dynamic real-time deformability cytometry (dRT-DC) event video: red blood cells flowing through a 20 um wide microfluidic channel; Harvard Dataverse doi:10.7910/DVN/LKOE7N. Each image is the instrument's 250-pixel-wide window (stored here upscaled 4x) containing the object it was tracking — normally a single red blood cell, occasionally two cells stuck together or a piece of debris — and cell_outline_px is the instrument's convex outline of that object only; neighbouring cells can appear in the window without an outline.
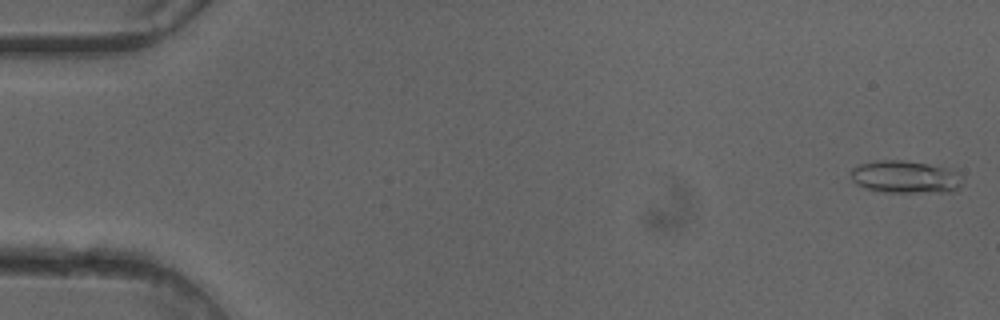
{"species": "common noctule bat (a hibernating species)", "species_latin": "Nyctalus noctula", "temperature_condition": "cold", "stored_images_in_passage": 50, "camera_frame_rate_fps": 3000, "um_per_image_px": 0.085, "animal": {"sex": "female"}, "frame": {"image": 1, "passage_image": 1, "time_ms": 0.0, "image_size_px": [1000, 320], "cell_outline_px": [[964, 184], [956, 192], [884, 192], [868, 188], [856, 184], [852, 180], [848, 172], [852, 168], [860, 164], [876, 160], [900, 160], [928, 164], [948, 168], [960, 172], [964, 180]], "centroid_in_image_um": [77.01, 15.04], "position_along_channel_um": 8.0, "area_um2": 21.62}}
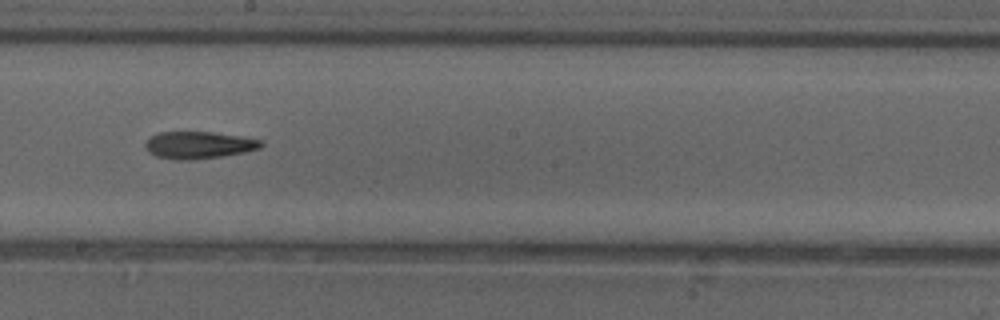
{"frame": {"image": 2, "passage_image": 28, "time_ms": 9.0, "image_size_px": [1000, 320], "cell_outline_px": [[264, 144], [260, 148], [244, 152], [196, 160], [176, 160], [156, 156], [148, 152], [144, 144], [152, 136], [160, 132], [212, 132], [244, 136], [264, 140]], "centroid_in_image_um": [16.93, 12.33], "position_along_channel_um": 231.3, "area_um2": 18.44}}
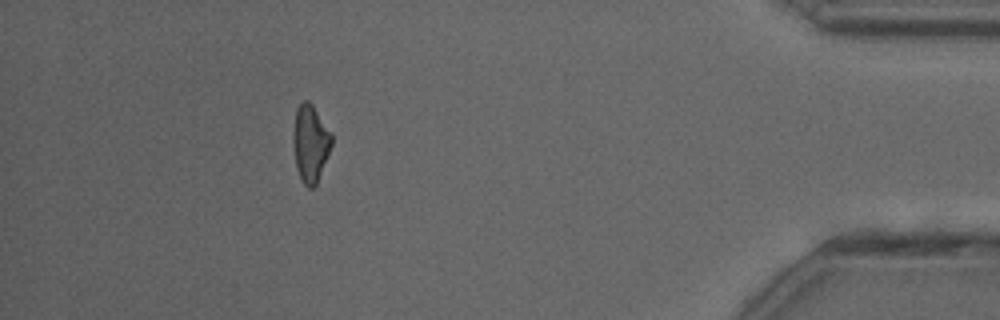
{"frame": {"image": 3, "passage_image": 45, "time_ms": 14.667, "image_size_px": [1000, 320], "cell_outline_px": [[332, 144], [316, 184], [312, 188], [308, 188], [304, 184], [296, 168], [292, 140], [292, 136], [296, 108], [304, 100], [308, 100], [312, 104], [332, 132]], "centroid_in_image_um": [26.37, 12.15], "position_along_channel_um": 408.8, "area_um2": 17.34}, "authors_computed_cell_mechanics": {"area_um2": 18.4671, "velocity_mm_per_s": 4.1139, "shape_relaxation_time_tau1_ms": null, "shape_relaxation_time_tau2_ms": 7.7287, "deformation_change_tau1": null, "deformation_change_tau2": 0.2059}}